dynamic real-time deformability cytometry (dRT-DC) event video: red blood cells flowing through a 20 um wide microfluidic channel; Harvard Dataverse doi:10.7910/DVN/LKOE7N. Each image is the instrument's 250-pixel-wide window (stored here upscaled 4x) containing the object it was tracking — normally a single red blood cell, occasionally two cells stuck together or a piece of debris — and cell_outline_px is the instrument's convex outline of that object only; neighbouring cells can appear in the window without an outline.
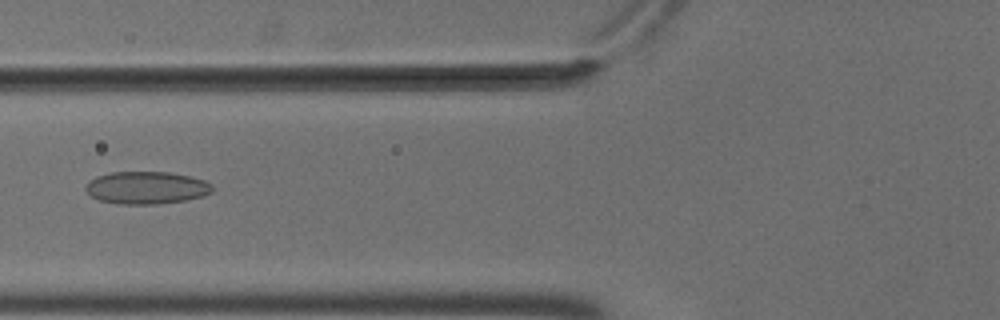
{"species": "common noctule bat (a hibernating species)", "species_latin": "Nyctalus noctula", "temperature_condition": "cold", "stored_images_in_passage": 9, "camera_frame_rate_fps": 3000, "um_per_image_px": 0.085, "animal": {"sex": "male", "body_mass_g": 18.8}, "frame": {"image": 1, "passage_image": 6, "time_ms": 1.667, "image_size_px": [1000, 320], "cell_outline_px": [[212, 192], [204, 196], [184, 200], [156, 204], [120, 204], [100, 200], [92, 196], [84, 188], [88, 180], [96, 176], [112, 172], [168, 172], [188, 176], [204, 180], [212, 184]], "centroid_in_image_um": [12.43, 15.95], "position_along_channel_um": 113.4, "area_um2": 23.93}}
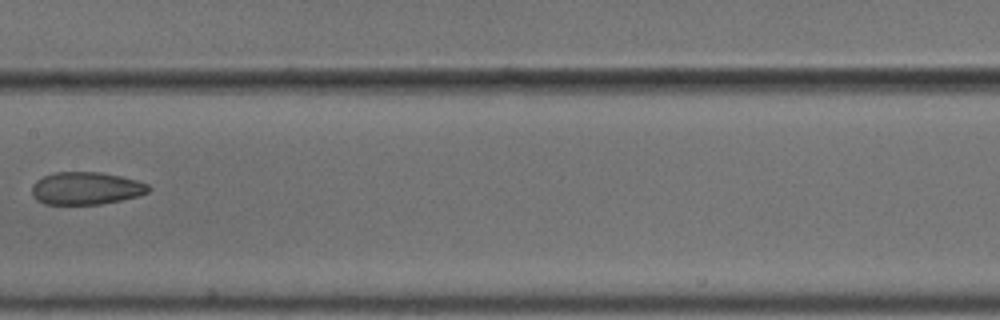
{"frame": {"image": 2, "passage_image": 8, "time_ms": 2.333, "image_size_px": [1000, 320], "cell_outline_px": [[152, 188], [148, 192], [136, 196], [120, 200], [100, 204], [44, 204], [36, 200], [32, 196], [32, 184], [36, 180], [44, 176], [56, 172], [100, 172], [120, 176], [136, 180], [148, 184]], "centroid_in_image_um": [7.29, 16.0], "position_along_channel_um": 200.1, "area_um2": 22.14}}
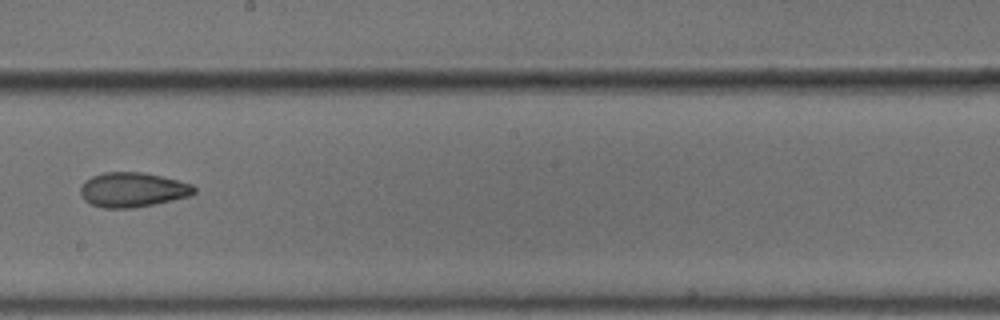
{"frame": {"image": 3, "passage_image": 9, "time_ms": 2.667, "image_size_px": [1000, 320], "cell_outline_px": [[196, 192], [188, 196], [172, 200], [132, 208], [104, 208], [92, 204], [84, 200], [80, 192], [80, 188], [84, 180], [92, 176], [104, 172], [140, 172], [160, 176], [192, 184], [196, 188]], "centroid_in_image_um": [11.24, 16.12], "position_along_channel_um": 237.0, "area_um2": 22.77}}